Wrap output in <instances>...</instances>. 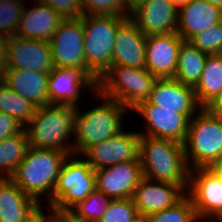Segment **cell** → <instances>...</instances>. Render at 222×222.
Wrapping results in <instances>:
<instances>
[{
	"label": "cell",
	"mask_w": 222,
	"mask_h": 222,
	"mask_svg": "<svg viewBox=\"0 0 222 222\" xmlns=\"http://www.w3.org/2000/svg\"><path fill=\"white\" fill-rule=\"evenodd\" d=\"M112 199L96 189L69 211L76 222H98Z\"/></svg>",
	"instance_id": "f1b7e54d"
},
{
	"label": "cell",
	"mask_w": 222,
	"mask_h": 222,
	"mask_svg": "<svg viewBox=\"0 0 222 222\" xmlns=\"http://www.w3.org/2000/svg\"><path fill=\"white\" fill-rule=\"evenodd\" d=\"M64 18H80L83 15L80 0H43Z\"/></svg>",
	"instance_id": "e575fe53"
},
{
	"label": "cell",
	"mask_w": 222,
	"mask_h": 222,
	"mask_svg": "<svg viewBox=\"0 0 222 222\" xmlns=\"http://www.w3.org/2000/svg\"><path fill=\"white\" fill-rule=\"evenodd\" d=\"M49 73L7 68L2 81L36 107L49 105Z\"/></svg>",
	"instance_id": "603a6c76"
},
{
	"label": "cell",
	"mask_w": 222,
	"mask_h": 222,
	"mask_svg": "<svg viewBox=\"0 0 222 222\" xmlns=\"http://www.w3.org/2000/svg\"><path fill=\"white\" fill-rule=\"evenodd\" d=\"M212 114L222 119V93L206 107Z\"/></svg>",
	"instance_id": "ab89813d"
},
{
	"label": "cell",
	"mask_w": 222,
	"mask_h": 222,
	"mask_svg": "<svg viewBox=\"0 0 222 222\" xmlns=\"http://www.w3.org/2000/svg\"><path fill=\"white\" fill-rule=\"evenodd\" d=\"M36 109L32 102L0 80V112L12 116L25 127L35 115Z\"/></svg>",
	"instance_id": "83f0119b"
},
{
	"label": "cell",
	"mask_w": 222,
	"mask_h": 222,
	"mask_svg": "<svg viewBox=\"0 0 222 222\" xmlns=\"http://www.w3.org/2000/svg\"><path fill=\"white\" fill-rule=\"evenodd\" d=\"M142 178L140 161L122 162L95 170L96 190L112 200L132 198Z\"/></svg>",
	"instance_id": "5bb4252c"
},
{
	"label": "cell",
	"mask_w": 222,
	"mask_h": 222,
	"mask_svg": "<svg viewBox=\"0 0 222 222\" xmlns=\"http://www.w3.org/2000/svg\"><path fill=\"white\" fill-rule=\"evenodd\" d=\"M78 105L64 101L37 107L35 115L25 126L29 147L73 154V143L70 140L79 112Z\"/></svg>",
	"instance_id": "6da1fadb"
},
{
	"label": "cell",
	"mask_w": 222,
	"mask_h": 222,
	"mask_svg": "<svg viewBox=\"0 0 222 222\" xmlns=\"http://www.w3.org/2000/svg\"><path fill=\"white\" fill-rule=\"evenodd\" d=\"M208 168L222 180V158L213 162Z\"/></svg>",
	"instance_id": "b9f144b4"
},
{
	"label": "cell",
	"mask_w": 222,
	"mask_h": 222,
	"mask_svg": "<svg viewBox=\"0 0 222 222\" xmlns=\"http://www.w3.org/2000/svg\"><path fill=\"white\" fill-rule=\"evenodd\" d=\"M144 118V131L139 132L140 136L170 139L185 143L189 119L174 110L162 109L160 106L148 101L140 103L132 110Z\"/></svg>",
	"instance_id": "4fadbf2b"
},
{
	"label": "cell",
	"mask_w": 222,
	"mask_h": 222,
	"mask_svg": "<svg viewBox=\"0 0 222 222\" xmlns=\"http://www.w3.org/2000/svg\"><path fill=\"white\" fill-rule=\"evenodd\" d=\"M140 134L123 129L110 139L90 146L81 156L94 169H102L117 163L139 160Z\"/></svg>",
	"instance_id": "8fae6325"
},
{
	"label": "cell",
	"mask_w": 222,
	"mask_h": 222,
	"mask_svg": "<svg viewBox=\"0 0 222 222\" xmlns=\"http://www.w3.org/2000/svg\"><path fill=\"white\" fill-rule=\"evenodd\" d=\"M206 58V53L189 41H183L179 48L174 79L194 88L201 77Z\"/></svg>",
	"instance_id": "484cf974"
},
{
	"label": "cell",
	"mask_w": 222,
	"mask_h": 222,
	"mask_svg": "<svg viewBox=\"0 0 222 222\" xmlns=\"http://www.w3.org/2000/svg\"><path fill=\"white\" fill-rule=\"evenodd\" d=\"M156 80L146 68L111 66L98 80L97 91L129 112L148 100Z\"/></svg>",
	"instance_id": "52a82bcc"
},
{
	"label": "cell",
	"mask_w": 222,
	"mask_h": 222,
	"mask_svg": "<svg viewBox=\"0 0 222 222\" xmlns=\"http://www.w3.org/2000/svg\"><path fill=\"white\" fill-rule=\"evenodd\" d=\"M23 222H46V214H44L41 204H39Z\"/></svg>",
	"instance_id": "74e56055"
},
{
	"label": "cell",
	"mask_w": 222,
	"mask_h": 222,
	"mask_svg": "<svg viewBox=\"0 0 222 222\" xmlns=\"http://www.w3.org/2000/svg\"><path fill=\"white\" fill-rule=\"evenodd\" d=\"M193 89L201 108H206L222 93V54L207 55L201 77Z\"/></svg>",
	"instance_id": "d4e9b609"
},
{
	"label": "cell",
	"mask_w": 222,
	"mask_h": 222,
	"mask_svg": "<svg viewBox=\"0 0 222 222\" xmlns=\"http://www.w3.org/2000/svg\"><path fill=\"white\" fill-rule=\"evenodd\" d=\"M190 170L209 167L222 158V119L201 108L190 120L184 143Z\"/></svg>",
	"instance_id": "8992f818"
},
{
	"label": "cell",
	"mask_w": 222,
	"mask_h": 222,
	"mask_svg": "<svg viewBox=\"0 0 222 222\" xmlns=\"http://www.w3.org/2000/svg\"><path fill=\"white\" fill-rule=\"evenodd\" d=\"M99 98L100 105L81 112L74 121L72 136L73 155H82L90 146L110 139L124 129V116L127 109L116 100L108 98L98 91L94 94Z\"/></svg>",
	"instance_id": "277c9868"
},
{
	"label": "cell",
	"mask_w": 222,
	"mask_h": 222,
	"mask_svg": "<svg viewBox=\"0 0 222 222\" xmlns=\"http://www.w3.org/2000/svg\"><path fill=\"white\" fill-rule=\"evenodd\" d=\"M55 67L77 68L88 75L84 55L83 15L65 18L49 41Z\"/></svg>",
	"instance_id": "9c48e42d"
},
{
	"label": "cell",
	"mask_w": 222,
	"mask_h": 222,
	"mask_svg": "<svg viewBox=\"0 0 222 222\" xmlns=\"http://www.w3.org/2000/svg\"><path fill=\"white\" fill-rule=\"evenodd\" d=\"M69 155L71 154L68 152L29 147L10 179L39 204L41 200L44 203L46 199L48 203L52 198L62 164ZM42 197H45V200Z\"/></svg>",
	"instance_id": "3957f363"
},
{
	"label": "cell",
	"mask_w": 222,
	"mask_h": 222,
	"mask_svg": "<svg viewBox=\"0 0 222 222\" xmlns=\"http://www.w3.org/2000/svg\"><path fill=\"white\" fill-rule=\"evenodd\" d=\"M7 69L6 64V47L4 39L0 38V80L3 79Z\"/></svg>",
	"instance_id": "f35d334b"
},
{
	"label": "cell",
	"mask_w": 222,
	"mask_h": 222,
	"mask_svg": "<svg viewBox=\"0 0 222 222\" xmlns=\"http://www.w3.org/2000/svg\"><path fill=\"white\" fill-rule=\"evenodd\" d=\"M141 218L131 198L112 200L98 222H139Z\"/></svg>",
	"instance_id": "d6a6232c"
},
{
	"label": "cell",
	"mask_w": 222,
	"mask_h": 222,
	"mask_svg": "<svg viewBox=\"0 0 222 222\" xmlns=\"http://www.w3.org/2000/svg\"><path fill=\"white\" fill-rule=\"evenodd\" d=\"M214 220V221H213ZM222 222V212H220L211 222Z\"/></svg>",
	"instance_id": "f6af8a7d"
},
{
	"label": "cell",
	"mask_w": 222,
	"mask_h": 222,
	"mask_svg": "<svg viewBox=\"0 0 222 222\" xmlns=\"http://www.w3.org/2000/svg\"><path fill=\"white\" fill-rule=\"evenodd\" d=\"M24 0H0V38L15 35L24 9Z\"/></svg>",
	"instance_id": "4dcf8cb0"
},
{
	"label": "cell",
	"mask_w": 222,
	"mask_h": 222,
	"mask_svg": "<svg viewBox=\"0 0 222 222\" xmlns=\"http://www.w3.org/2000/svg\"><path fill=\"white\" fill-rule=\"evenodd\" d=\"M186 194L200 222H211L222 212V180L208 167L190 170Z\"/></svg>",
	"instance_id": "30bf717a"
},
{
	"label": "cell",
	"mask_w": 222,
	"mask_h": 222,
	"mask_svg": "<svg viewBox=\"0 0 222 222\" xmlns=\"http://www.w3.org/2000/svg\"><path fill=\"white\" fill-rule=\"evenodd\" d=\"M189 42L207 55L222 54V21L197 33Z\"/></svg>",
	"instance_id": "1f68e13d"
},
{
	"label": "cell",
	"mask_w": 222,
	"mask_h": 222,
	"mask_svg": "<svg viewBox=\"0 0 222 222\" xmlns=\"http://www.w3.org/2000/svg\"><path fill=\"white\" fill-rule=\"evenodd\" d=\"M125 11L130 14L139 5L143 4L146 0H122Z\"/></svg>",
	"instance_id": "60d3db41"
},
{
	"label": "cell",
	"mask_w": 222,
	"mask_h": 222,
	"mask_svg": "<svg viewBox=\"0 0 222 222\" xmlns=\"http://www.w3.org/2000/svg\"><path fill=\"white\" fill-rule=\"evenodd\" d=\"M146 35L128 17L118 28L112 54V66L145 68Z\"/></svg>",
	"instance_id": "ffe728a7"
},
{
	"label": "cell",
	"mask_w": 222,
	"mask_h": 222,
	"mask_svg": "<svg viewBox=\"0 0 222 222\" xmlns=\"http://www.w3.org/2000/svg\"><path fill=\"white\" fill-rule=\"evenodd\" d=\"M142 220L144 222H200L187 194L173 206L158 213L147 215Z\"/></svg>",
	"instance_id": "f546056e"
},
{
	"label": "cell",
	"mask_w": 222,
	"mask_h": 222,
	"mask_svg": "<svg viewBox=\"0 0 222 222\" xmlns=\"http://www.w3.org/2000/svg\"><path fill=\"white\" fill-rule=\"evenodd\" d=\"M211 2L213 5L218 6L219 8L222 9V0H208Z\"/></svg>",
	"instance_id": "ee69618b"
},
{
	"label": "cell",
	"mask_w": 222,
	"mask_h": 222,
	"mask_svg": "<svg viewBox=\"0 0 222 222\" xmlns=\"http://www.w3.org/2000/svg\"><path fill=\"white\" fill-rule=\"evenodd\" d=\"M222 21V9L208 0H191L178 9L176 33L189 41L194 35Z\"/></svg>",
	"instance_id": "7402d4cb"
},
{
	"label": "cell",
	"mask_w": 222,
	"mask_h": 222,
	"mask_svg": "<svg viewBox=\"0 0 222 222\" xmlns=\"http://www.w3.org/2000/svg\"><path fill=\"white\" fill-rule=\"evenodd\" d=\"M65 18L44 2H34V7L24 5L15 35L49 42Z\"/></svg>",
	"instance_id": "44dd1931"
},
{
	"label": "cell",
	"mask_w": 222,
	"mask_h": 222,
	"mask_svg": "<svg viewBox=\"0 0 222 222\" xmlns=\"http://www.w3.org/2000/svg\"><path fill=\"white\" fill-rule=\"evenodd\" d=\"M38 205L10 178H0V222H23Z\"/></svg>",
	"instance_id": "cb8c5ba5"
},
{
	"label": "cell",
	"mask_w": 222,
	"mask_h": 222,
	"mask_svg": "<svg viewBox=\"0 0 222 222\" xmlns=\"http://www.w3.org/2000/svg\"><path fill=\"white\" fill-rule=\"evenodd\" d=\"M139 160L143 177L188 189L190 169L184 144L175 140L140 136Z\"/></svg>",
	"instance_id": "7a4b0ae2"
},
{
	"label": "cell",
	"mask_w": 222,
	"mask_h": 222,
	"mask_svg": "<svg viewBox=\"0 0 222 222\" xmlns=\"http://www.w3.org/2000/svg\"><path fill=\"white\" fill-rule=\"evenodd\" d=\"M171 1L179 9L183 5L188 4L191 0H171Z\"/></svg>",
	"instance_id": "7bdbcfd3"
},
{
	"label": "cell",
	"mask_w": 222,
	"mask_h": 222,
	"mask_svg": "<svg viewBox=\"0 0 222 222\" xmlns=\"http://www.w3.org/2000/svg\"><path fill=\"white\" fill-rule=\"evenodd\" d=\"M83 15L129 16L122 0H80Z\"/></svg>",
	"instance_id": "836d02e7"
},
{
	"label": "cell",
	"mask_w": 222,
	"mask_h": 222,
	"mask_svg": "<svg viewBox=\"0 0 222 222\" xmlns=\"http://www.w3.org/2000/svg\"><path fill=\"white\" fill-rule=\"evenodd\" d=\"M186 195L180 186L143 177L134 190L132 200L142 219L173 206Z\"/></svg>",
	"instance_id": "9a60e30c"
},
{
	"label": "cell",
	"mask_w": 222,
	"mask_h": 222,
	"mask_svg": "<svg viewBox=\"0 0 222 222\" xmlns=\"http://www.w3.org/2000/svg\"><path fill=\"white\" fill-rule=\"evenodd\" d=\"M4 41L7 68L44 73H50L55 68L49 42L17 35L8 37Z\"/></svg>",
	"instance_id": "7c38bea8"
},
{
	"label": "cell",
	"mask_w": 222,
	"mask_h": 222,
	"mask_svg": "<svg viewBox=\"0 0 222 222\" xmlns=\"http://www.w3.org/2000/svg\"><path fill=\"white\" fill-rule=\"evenodd\" d=\"M95 189V170L82 156L69 155L62 164L48 205L58 210L69 211L78 202L85 200Z\"/></svg>",
	"instance_id": "ba28073f"
},
{
	"label": "cell",
	"mask_w": 222,
	"mask_h": 222,
	"mask_svg": "<svg viewBox=\"0 0 222 222\" xmlns=\"http://www.w3.org/2000/svg\"><path fill=\"white\" fill-rule=\"evenodd\" d=\"M50 215H46V222H76L70 211L55 209L52 205L47 204Z\"/></svg>",
	"instance_id": "8d00e7d4"
},
{
	"label": "cell",
	"mask_w": 222,
	"mask_h": 222,
	"mask_svg": "<svg viewBox=\"0 0 222 222\" xmlns=\"http://www.w3.org/2000/svg\"><path fill=\"white\" fill-rule=\"evenodd\" d=\"M129 16L83 15L84 55L88 76L96 83L112 66L117 28Z\"/></svg>",
	"instance_id": "5b68a950"
},
{
	"label": "cell",
	"mask_w": 222,
	"mask_h": 222,
	"mask_svg": "<svg viewBox=\"0 0 222 222\" xmlns=\"http://www.w3.org/2000/svg\"><path fill=\"white\" fill-rule=\"evenodd\" d=\"M24 128L15 118L0 112V142L7 137L20 133Z\"/></svg>",
	"instance_id": "d590c367"
},
{
	"label": "cell",
	"mask_w": 222,
	"mask_h": 222,
	"mask_svg": "<svg viewBox=\"0 0 222 222\" xmlns=\"http://www.w3.org/2000/svg\"><path fill=\"white\" fill-rule=\"evenodd\" d=\"M43 0H34V2H42Z\"/></svg>",
	"instance_id": "bcb514c9"
},
{
	"label": "cell",
	"mask_w": 222,
	"mask_h": 222,
	"mask_svg": "<svg viewBox=\"0 0 222 222\" xmlns=\"http://www.w3.org/2000/svg\"><path fill=\"white\" fill-rule=\"evenodd\" d=\"M129 18L146 36L169 34L177 31L178 8L171 0H146Z\"/></svg>",
	"instance_id": "2e32d148"
},
{
	"label": "cell",
	"mask_w": 222,
	"mask_h": 222,
	"mask_svg": "<svg viewBox=\"0 0 222 222\" xmlns=\"http://www.w3.org/2000/svg\"><path fill=\"white\" fill-rule=\"evenodd\" d=\"M183 41L176 32L146 36L145 68L157 79L174 78Z\"/></svg>",
	"instance_id": "e0dca14e"
},
{
	"label": "cell",
	"mask_w": 222,
	"mask_h": 222,
	"mask_svg": "<svg viewBox=\"0 0 222 222\" xmlns=\"http://www.w3.org/2000/svg\"><path fill=\"white\" fill-rule=\"evenodd\" d=\"M147 101L162 109L184 114L189 120L201 109L193 87L174 78L157 79Z\"/></svg>",
	"instance_id": "ac0fdd59"
},
{
	"label": "cell",
	"mask_w": 222,
	"mask_h": 222,
	"mask_svg": "<svg viewBox=\"0 0 222 222\" xmlns=\"http://www.w3.org/2000/svg\"><path fill=\"white\" fill-rule=\"evenodd\" d=\"M28 148V136L25 128L20 133L0 142V178H10L14 174Z\"/></svg>",
	"instance_id": "4316f807"
},
{
	"label": "cell",
	"mask_w": 222,
	"mask_h": 222,
	"mask_svg": "<svg viewBox=\"0 0 222 222\" xmlns=\"http://www.w3.org/2000/svg\"><path fill=\"white\" fill-rule=\"evenodd\" d=\"M84 90L93 95L97 91V83L80 69L55 67L49 73V104L64 101L79 104Z\"/></svg>",
	"instance_id": "d6986e66"
}]
</instances>
